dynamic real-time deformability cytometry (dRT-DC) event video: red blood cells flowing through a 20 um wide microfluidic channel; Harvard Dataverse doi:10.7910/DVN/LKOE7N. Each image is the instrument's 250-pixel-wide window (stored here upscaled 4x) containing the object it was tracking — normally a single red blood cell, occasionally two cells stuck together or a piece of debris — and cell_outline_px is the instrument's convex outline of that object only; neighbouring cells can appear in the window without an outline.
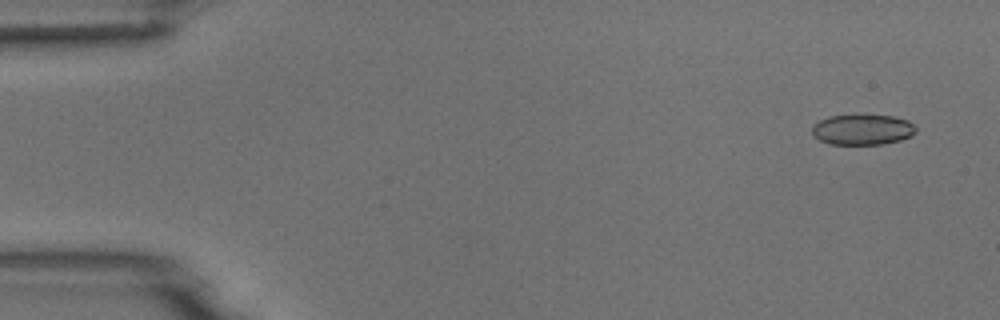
{"species": "common noctule bat (a hibernating species)", "species_latin": "Nyctalus noctula", "temperature_condition": "room temperature", "stored_images_in_passage": 5, "camera_frame_rate_fps": 3000, "um_per_image_px": 0.085, "animal": {"sex": "male", "body_mass_g": 18.8}, "frame": {"image": 1, "passage_image": 1, "time_ms": 0.0, "image_size_px": [1000, 320], "cell_outline_px": [[916, 132], [912, 136], [900, 140], [884, 144], [828, 144], [812, 136], [812, 128], [820, 120], [828, 116], [892, 116], [908, 120], [916, 128]], "centroid_in_image_um": [73.32, 11.04], "position_along_channel_um": 11.7, "area_um2": 18.26}}
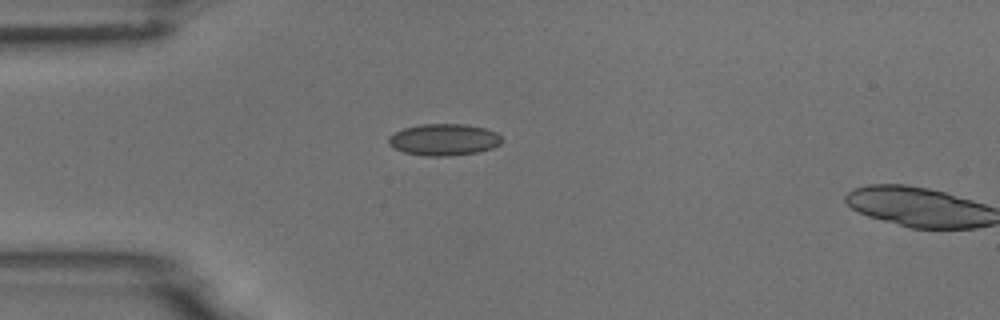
{"frame": {"image": 2, "passage_image": 4, "time_ms": 3.667, "image_size_px": [1000, 320], "cell_outline_px": [[504, 140], [500, 144], [492, 148], [476, 152], [448, 156], [424, 156], [404, 152], [392, 148], [388, 144], [388, 136], [404, 128], [424, 124], [468, 124], [484, 128], [496, 132]], "centroid_in_image_um": [37.72, 11.87], "position_along_channel_um": 47.3, "area_um2": 20.98}}